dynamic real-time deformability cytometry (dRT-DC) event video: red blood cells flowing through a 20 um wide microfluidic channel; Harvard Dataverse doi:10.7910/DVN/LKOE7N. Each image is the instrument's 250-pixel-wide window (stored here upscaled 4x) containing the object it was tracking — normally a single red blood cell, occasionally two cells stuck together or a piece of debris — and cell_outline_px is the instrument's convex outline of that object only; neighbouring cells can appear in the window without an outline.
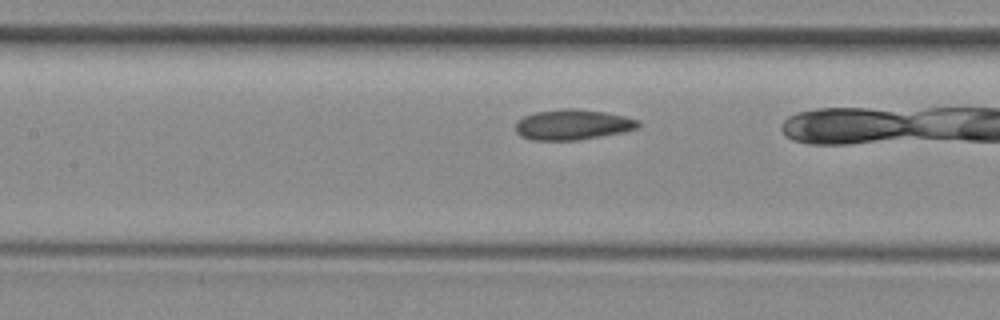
{"species": "common noctule bat (a hibernating species)", "species_latin": "Nyctalus noctula", "temperature_condition": "room temperature", "stored_images_in_passage": 16, "camera_frame_rate_fps": 3000, "um_per_image_px": 0.085, "animal": {"sex": "female", "body_mass_g": 29.2, "forearm_length_mm": 56.3}, "frame": {"image": 1, "passage_image": 7, "time_ms": 2.0, "image_size_px": [1000, 320], "cell_outline_px": [[640, 124], [636, 128], [624, 132], [576, 140], [532, 140], [520, 136], [516, 132], [516, 120], [524, 116], [536, 112], [560, 108], [576, 108], [604, 112], [624, 116], [640, 120]], "centroid_in_image_um": [48.65, 10.58], "position_along_channel_um": 158.7, "area_um2": 21.79}}
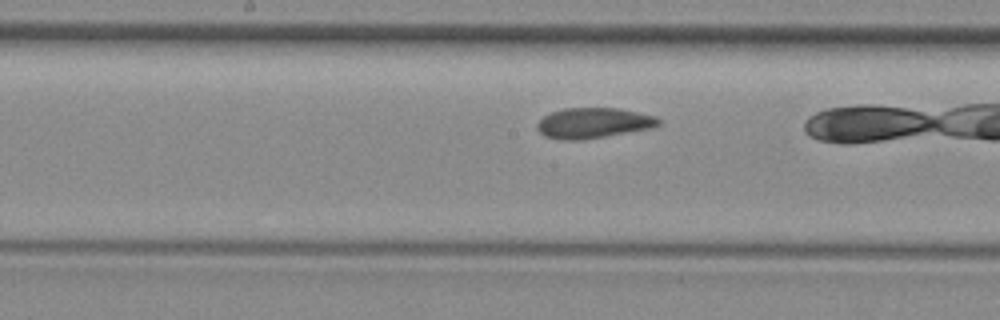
{"frame": {"image": 2, "passage_image": 10, "time_ms": 3.0, "image_size_px": [1000, 320], "cell_outline_px": [[660, 124], [652, 128], [584, 140], [564, 140], [544, 136], [536, 128], [536, 124], [544, 116], [552, 112], [564, 108], [620, 108], [656, 116], [660, 120]], "centroid_in_image_um": [50.44, 10.46], "position_along_channel_um": 197.8, "area_um2": 21.62}}